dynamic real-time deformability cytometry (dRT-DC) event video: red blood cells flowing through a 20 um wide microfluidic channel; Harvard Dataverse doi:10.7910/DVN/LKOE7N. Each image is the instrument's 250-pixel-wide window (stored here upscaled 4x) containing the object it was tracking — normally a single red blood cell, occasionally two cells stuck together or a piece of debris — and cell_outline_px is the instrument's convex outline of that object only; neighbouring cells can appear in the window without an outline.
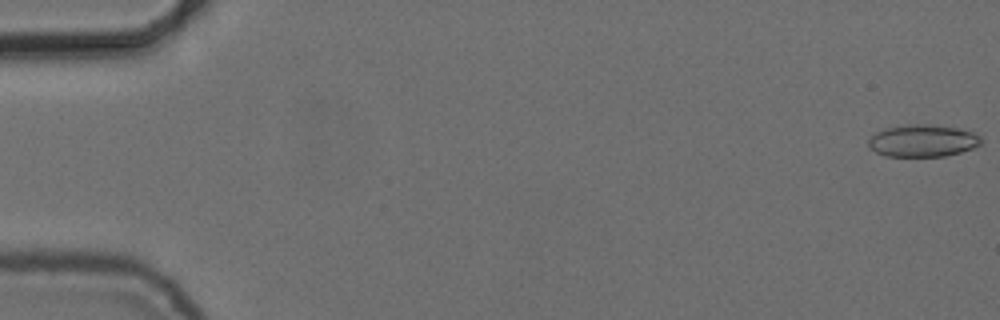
{"species": "common noctule bat (a hibernating species)", "species_latin": "Nyctalus noctula", "temperature_condition": "cold", "stored_images_in_passage": 52, "camera_frame_rate_fps": 3000, "um_per_image_px": 0.085, "animal": {"sex": "female", "body_mass_g": 24.6, "forearm_length_mm": 56.2}, "frame": {"image": 1, "passage_image": 1, "time_ms": 0.0, "image_size_px": [1000, 320], "cell_outline_px": [[984, 140], [980, 144], [972, 148], [960, 152], [944, 156], [884, 156], [868, 148], [868, 140], [876, 132], [888, 128], [908, 124], [928, 124], [956, 128], [972, 132], [980, 136]], "centroid_in_image_um": [78.42, 11.97], "position_along_channel_um": 6.6, "area_um2": 21.04}}
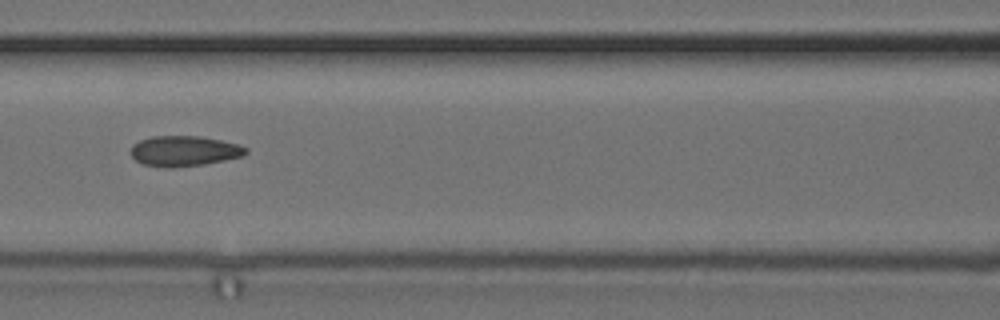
{"frame": {"image": 2, "passage_image": 25, "time_ms": 8.0, "image_size_px": [1000, 320], "cell_outline_px": [[248, 152], [244, 156], [204, 164], [172, 168], [164, 168], [144, 164], [136, 160], [132, 156], [132, 144], [140, 140], [152, 136], [200, 136], [240, 144], [248, 148]], "centroid_in_image_um": [15.68, 12.83], "position_along_channel_um": 150.9, "area_um2": 20.46}}
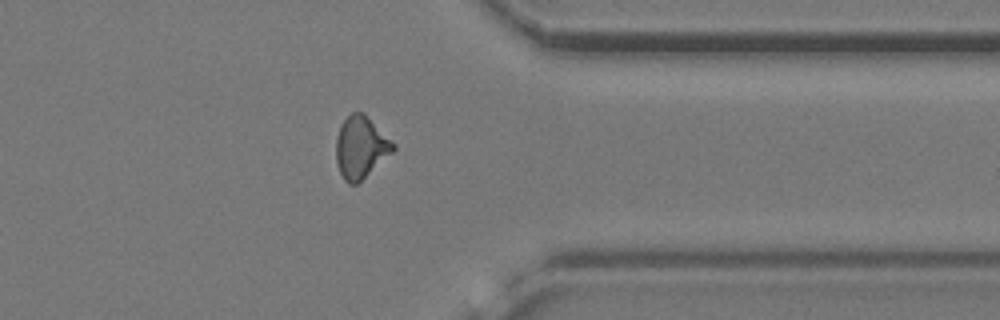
{"frame": {"image": 3, "passage_image": 44, "time_ms": 14.333, "image_size_px": [1000, 320], "cell_outline_px": [[396, 148], [392, 152], [356, 184], [348, 184], [344, 180], [340, 172], [336, 160], [336, 136], [344, 120], [352, 112], [364, 112], [396, 144]], "centroid_in_image_um": [30.67, 12.49], "position_along_channel_um": 380.7, "area_um2": 20.4}, "authors_computed_cell_mechanics": {"area_um2": 20.23, "velocity_mm_per_s": 3.7634, "shape_relaxation_time_tau1_ms": null, "shape_relaxation_time_tau2_ms": 2.1765, "deformation_change_tau1": null, "deformation_change_tau2": 0.0975}}